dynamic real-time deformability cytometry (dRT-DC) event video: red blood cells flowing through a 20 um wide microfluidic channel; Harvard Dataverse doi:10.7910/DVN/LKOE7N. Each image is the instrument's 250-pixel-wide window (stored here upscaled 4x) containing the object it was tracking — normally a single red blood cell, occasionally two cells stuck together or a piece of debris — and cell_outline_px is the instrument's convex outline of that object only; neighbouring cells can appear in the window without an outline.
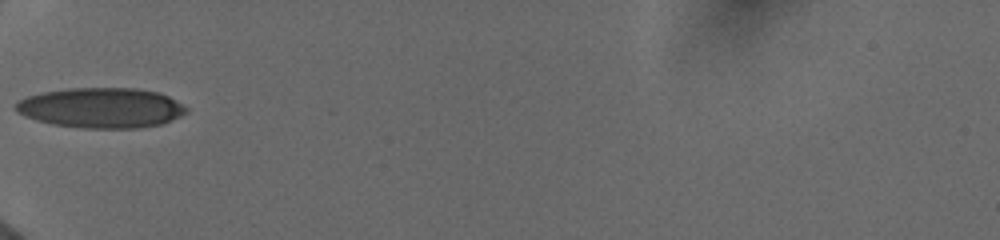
{"species": "human", "species_latin": "Homo sapiens", "temperature_condition": "cold", "stored_images_in_passage": 13, "camera_frame_rate_fps": 3000, "um_per_image_px": 0.085, "donor": {"sex": "female"}, "frame": {"image": 1, "passage_image": 1, "time_ms": 0.0, "image_size_px": [1000, 240], "cell_outline_px": [[188, 112], [172, 120], [160, 124], [140, 128], [80, 128], [52, 124], [36, 120], [24, 116], [16, 112], [12, 104], [28, 96], [44, 92], [68, 88], [136, 88], [160, 92], [168, 96], [188, 108]], "centroid_in_image_um": [8.59, 9.17], "position_along_channel_um": 76.4, "area_um2": 40.17}}
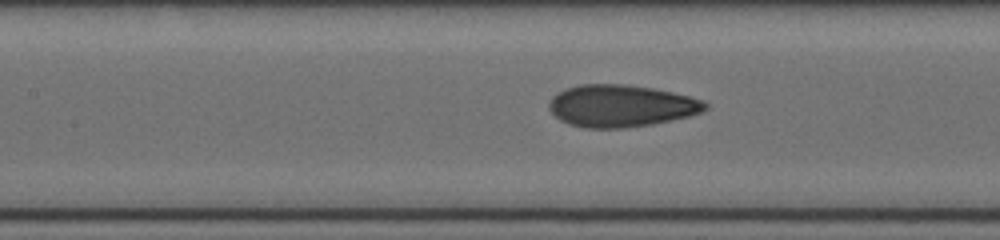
{"frame": {"image": 2, "passage_image": 8, "time_ms": 2.0, "image_size_px": [1000, 240], "cell_outline_px": [[708, 108], [700, 112], [688, 116], [672, 120], [652, 124], [624, 128], [584, 128], [568, 124], [560, 120], [548, 108], [548, 104], [552, 96], [568, 88], [580, 84], [624, 84], [652, 88], [672, 92], [704, 100], [708, 104]], "centroid_in_image_um": [52.78, 9.0], "position_along_channel_um": 154.6, "area_um2": 38.26}}
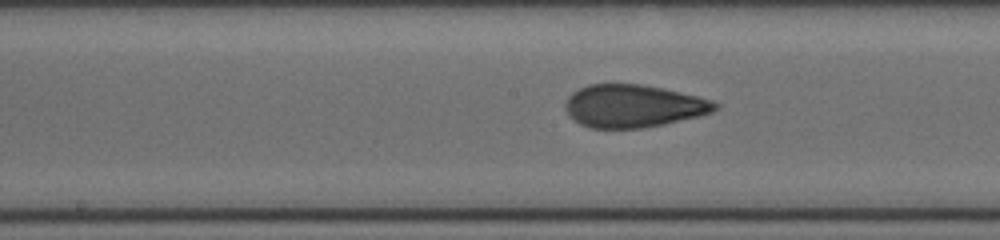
{"frame": {"image": 3, "passage_image": 11, "time_ms": 3.0, "image_size_px": [1000, 240], "cell_outline_px": [[720, 104], [712, 112], [700, 116], [664, 124], [640, 128], [592, 128], [580, 124], [568, 116], [564, 108], [564, 104], [568, 96], [572, 92], [588, 84], [640, 84], [660, 88], [696, 96], [712, 100]], "centroid_in_image_um": [53.79, 9.02], "position_along_channel_um": 194.4, "area_um2": 37.22}}